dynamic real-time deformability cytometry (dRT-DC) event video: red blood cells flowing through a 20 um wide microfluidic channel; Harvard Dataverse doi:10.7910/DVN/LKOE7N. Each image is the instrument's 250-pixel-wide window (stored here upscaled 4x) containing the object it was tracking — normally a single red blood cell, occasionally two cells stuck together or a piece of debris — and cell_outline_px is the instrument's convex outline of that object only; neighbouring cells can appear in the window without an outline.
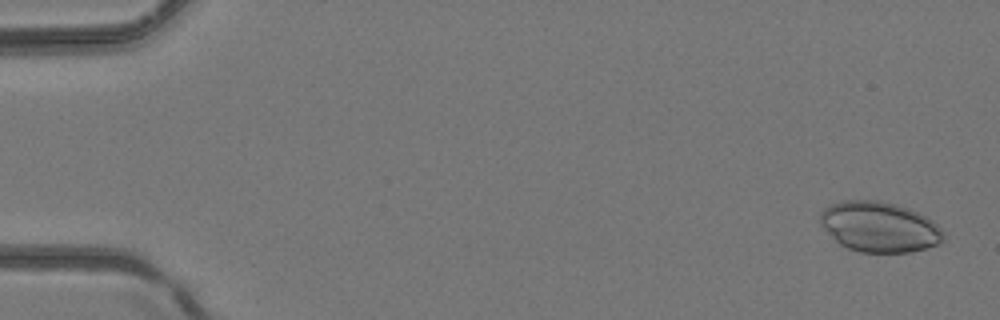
{"species": "common noctule bat (a hibernating species)", "species_latin": "Nyctalus noctula", "temperature_condition": "room temperature", "stored_images_in_passage": 5, "camera_frame_rate_fps": 3000, "um_per_image_px": 0.085, "animal": {"sex": "female", "body_mass_g": 24.6, "forearm_length_mm": 56.2}, "frame": {"image": 1, "passage_image": 1, "time_ms": 0.0, "image_size_px": [1000, 320], "cell_outline_px": [[944, 240], [940, 244], [912, 252], [860, 252], [848, 248], [840, 244], [820, 224], [820, 212], [824, 208], [832, 204], [844, 200], [880, 200], [896, 204], [908, 208], [932, 220], [944, 232]], "centroid_in_image_um": [74.76, 19.28], "position_along_channel_um": 10.2, "area_um2": 36.13}}